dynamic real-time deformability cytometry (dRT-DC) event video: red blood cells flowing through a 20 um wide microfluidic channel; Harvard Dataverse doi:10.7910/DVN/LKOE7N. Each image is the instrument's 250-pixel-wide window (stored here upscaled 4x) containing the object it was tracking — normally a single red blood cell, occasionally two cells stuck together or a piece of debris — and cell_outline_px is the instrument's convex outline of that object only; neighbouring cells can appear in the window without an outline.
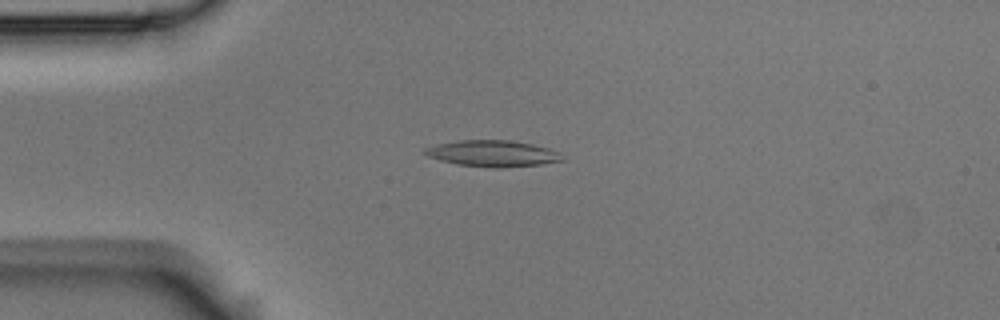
{"species": "Egyptian fruit bat (a non-hibernating species)", "species_latin": "Rousettus aegyptiacus", "temperature_condition": "room temperature", "stored_images_in_passage": 9, "camera_frame_rate_fps": 3000, "um_per_image_px": 0.085, "animal": {"sex": "male"}, "frame": {"image": 1, "passage_image": 4, "time_ms": 1.0, "image_size_px": [1000, 320], "cell_outline_px": [[564, 160], [540, 164], [500, 168], [496, 168], [456, 164], [440, 160], [428, 156], [424, 152], [424, 148], [436, 144], [460, 140], [508, 140], [532, 144], [548, 148], [560, 152]], "centroid_in_image_um": [41.87, 13.04], "position_along_channel_um": 43.1, "area_um2": 20.92}}
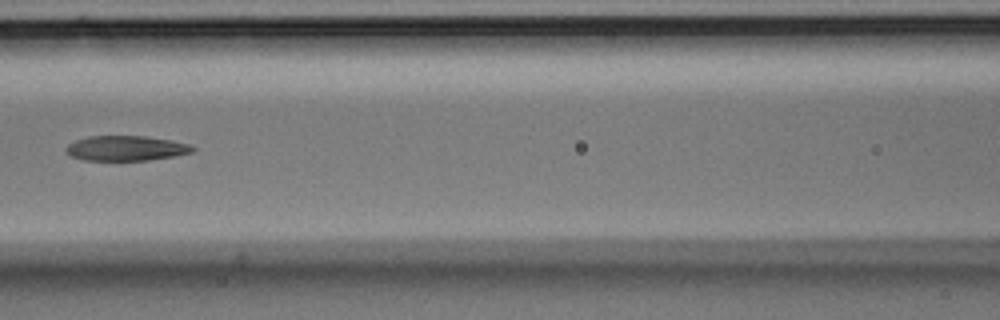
{"frame": {"image": 2, "passage_image": 7, "time_ms": 2.0, "image_size_px": [1000, 320], "cell_outline_px": [[196, 148], [192, 152], [176, 156], [148, 160], [84, 160], [72, 156], [64, 152], [64, 148], [68, 144], [76, 140], [88, 136], [148, 136], [172, 140], [188, 144]], "centroid_in_image_um": [10.7, 12.6], "position_along_channel_um": 155.9, "area_um2": 18.55}}
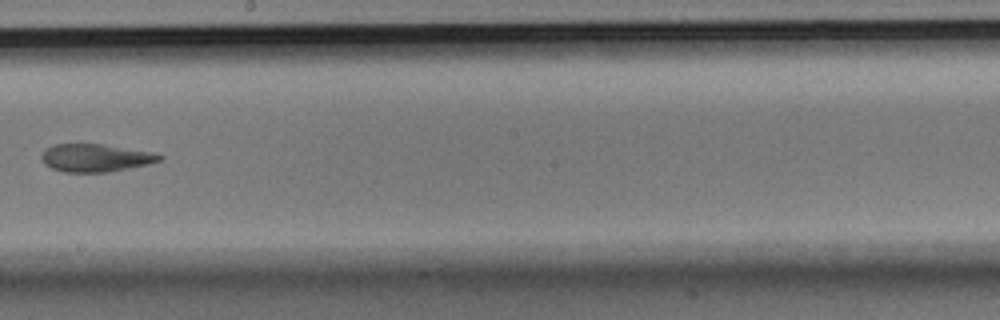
{"frame": {"image": 3, "passage_image": 9, "time_ms": 2.667, "image_size_px": [1000, 320], "cell_outline_px": [[164, 156], [160, 160], [148, 164], [108, 172], [64, 172], [52, 168], [44, 164], [40, 160], [40, 156], [44, 148], [52, 144], [100, 144], [152, 152]], "centroid_in_image_um": [8.04, 13.41], "position_along_channel_um": 240.2, "area_um2": 19.13}}